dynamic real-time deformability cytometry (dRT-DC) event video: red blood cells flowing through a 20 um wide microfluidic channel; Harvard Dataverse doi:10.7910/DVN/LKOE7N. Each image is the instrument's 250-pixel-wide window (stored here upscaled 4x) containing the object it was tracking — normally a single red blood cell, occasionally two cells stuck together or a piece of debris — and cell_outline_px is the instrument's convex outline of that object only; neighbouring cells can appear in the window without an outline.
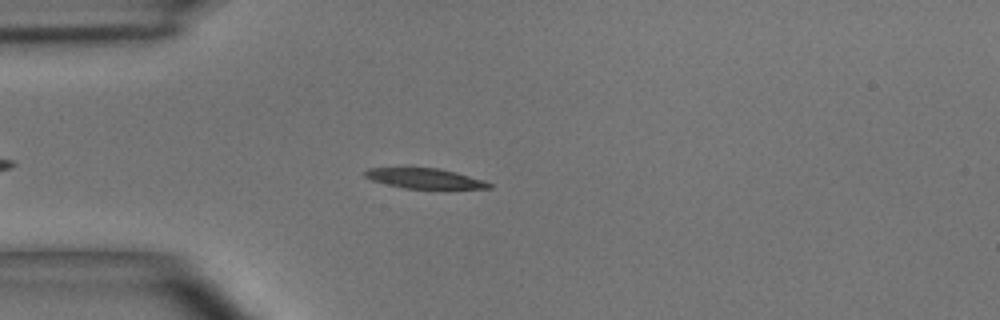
{"species": "common noctule bat (a hibernating species)", "species_latin": "Nyctalus noctula", "temperature_condition": "room temperature", "stored_images_in_passage": 45, "camera_frame_rate_fps": 3000, "um_per_image_px": 0.085, "animal": {"sex": "male", "body_mass_g": 15.6}, "frame": {"image": 1, "passage_image": 9, "time_ms": 2.667, "image_size_px": [1000, 320], "cell_outline_px": [[492, 188], [404, 188], [372, 180], [364, 176], [364, 172], [368, 168], [440, 168], [456, 172], [484, 180], [492, 184]], "centroid_in_image_um": [36.11, 15.16], "position_along_channel_um": 48.9, "area_um2": 14.28}}
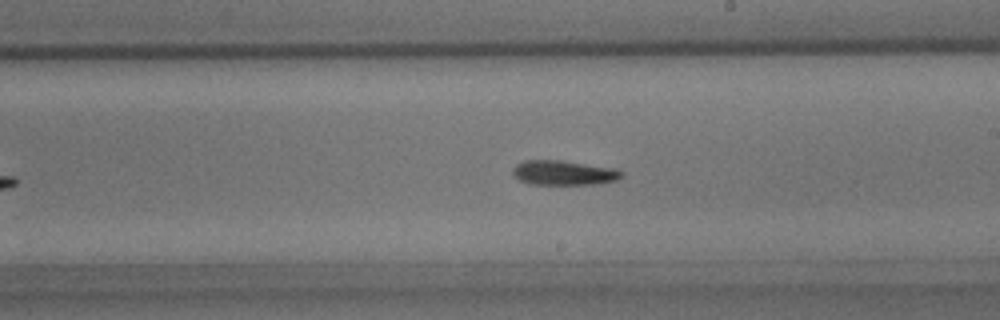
{"frame": {"image": 2, "passage_image": 24, "time_ms": 7.667, "image_size_px": [1000, 320], "cell_outline_px": [[624, 176], [616, 180], [596, 184], [528, 184], [520, 180], [512, 172], [512, 168], [516, 164], [524, 160], [560, 160], [612, 168], [624, 172]], "centroid_in_image_um": [47.9, 14.68], "position_along_channel_um": 241.1, "area_um2": 15.55}}
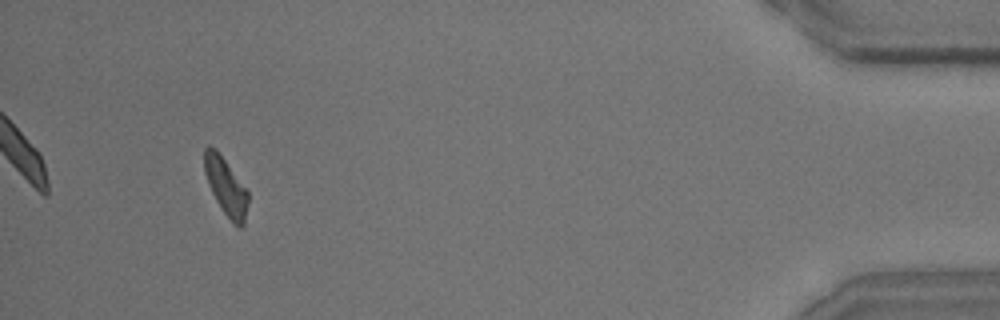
{"frame": {"image": 3, "passage_image": 42, "time_ms": 13.667, "image_size_px": [1000, 320], "cell_outline_px": [[248, 200], [244, 224], [240, 228], [224, 212], [216, 200], [208, 184], [204, 172], [204, 148], [208, 144], [216, 148], [248, 192]], "centroid_in_image_um": [19.17, 15.8], "position_along_channel_um": 416.0, "area_um2": 14.28}, "authors_computed_cell_mechanics": {"area_um2": 15.2592, "velocity_mm_per_s": 4.0661, "shape_relaxation_time_tau1_ms": 3.5512, "shape_relaxation_time_tau2_ms": null, "deformation_change_tau1": 0.1434, "deformation_change_tau2": null}}